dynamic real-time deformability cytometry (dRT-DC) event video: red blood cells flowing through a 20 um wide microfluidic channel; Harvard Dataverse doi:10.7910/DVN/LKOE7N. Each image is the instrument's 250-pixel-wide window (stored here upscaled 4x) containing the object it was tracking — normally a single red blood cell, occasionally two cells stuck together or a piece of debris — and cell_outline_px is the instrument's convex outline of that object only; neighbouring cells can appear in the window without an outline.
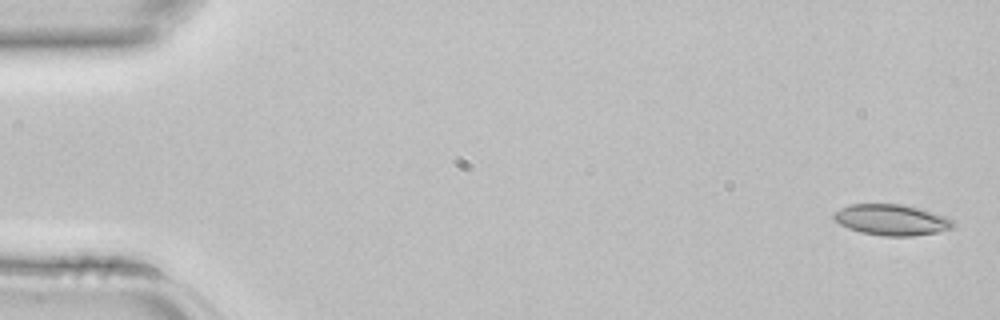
{"species": "common noctule bat (a hibernating species)", "species_latin": "Nyctalus noctula", "temperature_condition": "room temperature", "stored_images_in_passage": 4, "camera_frame_rate_fps": 3000, "um_per_image_px": 0.085, "animal": {"sex": "female", "body_mass_g": 22.7, "forearm_length_mm": 54.2}, "frame": {"image": 1, "passage_image": 1, "time_ms": 0.0, "image_size_px": [1000, 320], "cell_outline_px": [[956, 224], [952, 228], [940, 232], [912, 236], [884, 236], [860, 232], [848, 228], [840, 224], [832, 216], [832, 212], [848, 204], [900, 204], [920, 208], [944, 216], [952, 220]], "centroid_in_image_um": [75.77, 18.69], "position_along_channel_um": 9.2, "area_um2": 21.62}}
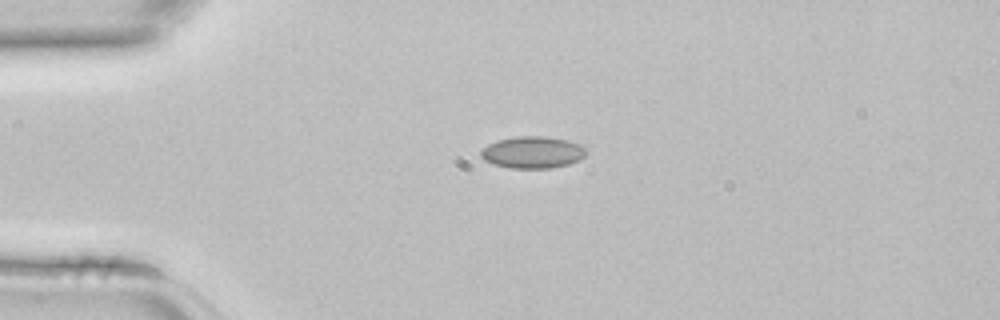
{"frame": {"image": 2, "passage_image": 4, "time_ms": 1.0, "image_size_px": [1000, 320], "cell_outline_px": [[588, 152], [580, 160], [568, 164], [552, 168], [508, 168], [492, 164], [484, 160], [480, 156], [480, 152], [488, 144], [496, 140], [516, 136], [548, 136], [568, 140], [584, 144], [588, 148]], "centroid_in_image_um": [45.32, 12.94], "position_along_channel_um": 39.7, "area_um2": 20.06}}